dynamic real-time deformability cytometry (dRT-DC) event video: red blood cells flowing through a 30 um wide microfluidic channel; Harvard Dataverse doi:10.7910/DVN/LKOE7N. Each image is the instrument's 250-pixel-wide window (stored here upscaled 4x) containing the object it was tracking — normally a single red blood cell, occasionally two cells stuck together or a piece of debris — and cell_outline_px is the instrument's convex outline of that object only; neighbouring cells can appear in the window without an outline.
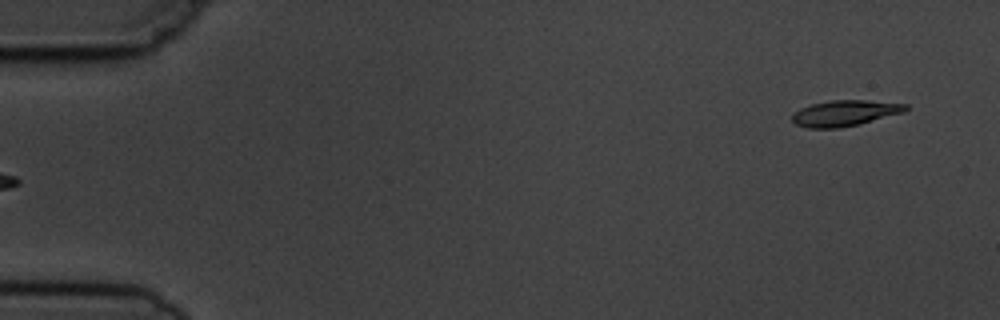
{"species": "common noctule bat (a hibernating species)", "species_latin": "Nyctalus noctula", "temperature_condition": "cold", "stored_images_in_passage": 5, "segment_of_instrument_passage": [2, 2], "camera_frame_rate_fps": 3000, "um_per_image_px": 0.085, "animal": {"sex": "male", "body_mass_g": 19.5, "forearm_length_mm": 54.6}, "frame": {"image": 1, "passage_image": 5, "time_ms": 4.667, "image_size_px": [1000, 320], "cell_outline_px": [[908, 108], [904, 112], [860, 124], [840, 128], [808, 128], [796, 124], [792, 120], [792, 112], [800, 108], [812, 104], [832, 100], [868, 100], [908, 104]], "centroid_in_image_um": [71.81, 9.61], "position_along_channel_um": 13.2, "area_um2": 17.17}}